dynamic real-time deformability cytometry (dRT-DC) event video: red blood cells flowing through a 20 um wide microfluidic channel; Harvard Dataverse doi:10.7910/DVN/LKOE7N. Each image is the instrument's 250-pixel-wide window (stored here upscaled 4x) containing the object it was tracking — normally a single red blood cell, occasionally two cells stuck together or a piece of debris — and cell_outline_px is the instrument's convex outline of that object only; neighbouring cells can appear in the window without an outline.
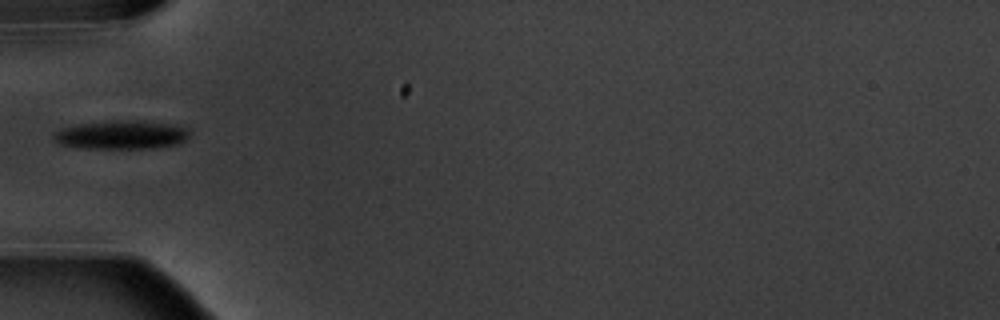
{"species": "common noctule bat (a hibernating species)", "species_latin": "Nyctalus noctula", "temperature_condition": "warm", "stored_images_in_passage": 4, "camera_frame_rate_fps": 3000, "um_per_image_px": 0.085, "animal": {"sex": "male", "body_mass_g": 20.1, "forearm_length_mm": 53.5}, "frame": {"image": 1, "passage_image": 1, "time_ms": 0.0, "image_size_px": [1000, 320], "cell_outline_px": [[188, 136], [180, 144], [152, 148], [80, 148], [60, 144], [52, 136], [60, 128], [80, 124], [112, 120], [140, 120], [168, 124], [184, 128], [188, 132]], "centroid_in_image_um": [10.29, 11.46], "position_along_channel_um": 74.7, "area_um2": 22.48}}